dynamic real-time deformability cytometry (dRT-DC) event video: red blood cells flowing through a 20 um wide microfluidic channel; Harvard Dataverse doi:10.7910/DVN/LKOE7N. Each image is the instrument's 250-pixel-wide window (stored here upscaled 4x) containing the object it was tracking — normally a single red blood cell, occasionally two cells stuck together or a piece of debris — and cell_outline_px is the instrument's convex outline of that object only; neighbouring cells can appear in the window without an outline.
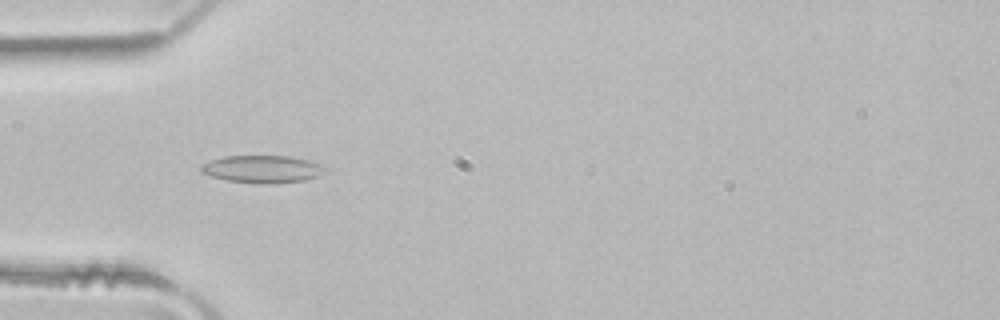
{"species": "common noctule bat (a hibernating species)", "species_latin": "Nyctalus noctula", "temperature_condition": "room temperature", "stored_images_in_passage": 5, "camera_frame_rate_fps": 3000, "um_per_image_px": 0.085, "animal": {"sex": "male", "body_mass_g": 21.5, "forearm_length_mm": 52.0}, "frame": {"image": 1, "passage_image": 3, "time_ms": 0.667, "image_size_px": [1000, 320], "cell_outline_px": [[324, 172], [316, 176], [304, 180], [272, 184], [260, 184], [228, 180], [212, 176], [200, 172], [200, 168], [204, 164], [212, 160], [224, 156], [288, 156], [308, 160], [320, 164], [324, 168]], "centroid_in_image_um": [22.29, 14.37], "position_along_channel_um": 62.7, "area_um2": 19.59}}
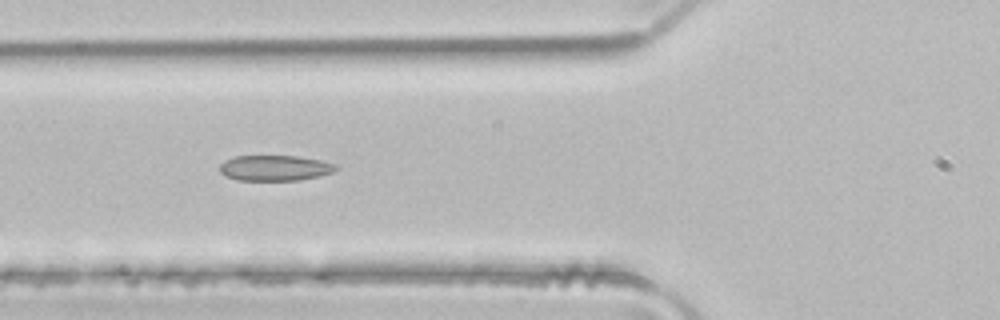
{"frame": {"image": 2, "passage_image": 4, "time_ms": 1.0, "image_size_px": [1000, 320], "cell_outline_px": [[340, 168], [332, 172], [320, 176], [300, 180], [236, 180], [224, 176], [220, 172], [220, 164], [224, 160], [236, 156], [296, 156], [320, 160], [336, 164]], "centroid_in_image_um": [23.36, 14.28], "position_along_channel_um": 102.4, "area_um2": 17.4}}
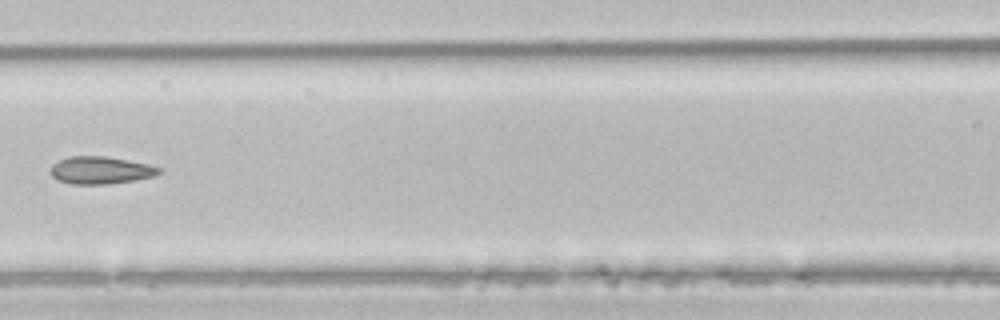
{"frame": {"image": 3, "passage_image": 5, "time_ms": 1.333, "image_size_px": [1000, 320], "cell_outline_px": [[164, 172], [156, 176], [108, 184], [72, 184], [60, 180], [52, 176], [52, 164], [68, 156], [104, 156], [128, 160], [148, 164], [160, 168]], "centroid_in_image_um": [8.59, 14.46], "position_along_channel_um": 158.0, "area_um2": 17.22}}